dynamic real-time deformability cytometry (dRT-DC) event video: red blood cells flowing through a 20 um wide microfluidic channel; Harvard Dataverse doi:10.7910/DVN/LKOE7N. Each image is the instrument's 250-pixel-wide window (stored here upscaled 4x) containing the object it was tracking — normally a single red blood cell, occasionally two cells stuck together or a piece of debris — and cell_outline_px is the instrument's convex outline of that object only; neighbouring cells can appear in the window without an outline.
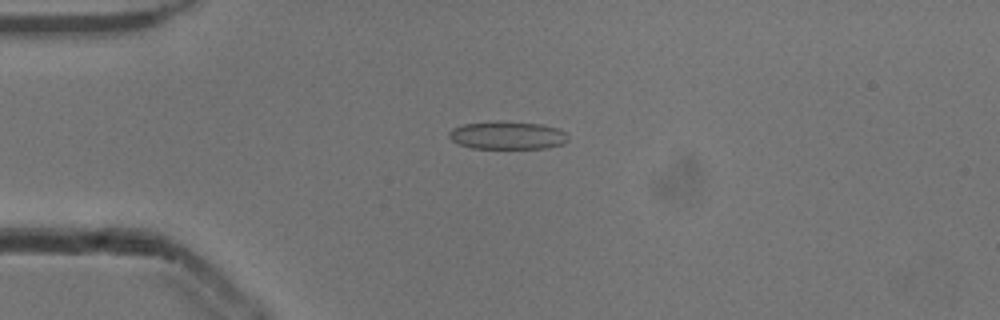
{"species": "common noctule bat (a hibernating species)", "species_latin": "Nyctalus noctula", "temperature_condition": "cold", "stored_images_in_passage": 52, "camera_frame_rate_fps": 3000, "um_per_image_px": 0.085, "animal": {"sex": "male", "body_mass_g": 13.3}, "frame": {"image": 1, "passage_image": 13, "time_ms": 4.0, "image_size_px": [1000, 320], "cell_outline_px": [[568, 140], [564, 144], [548, 148], [472, 148], [456, 144], [448, 136], [448, 132], [452, 128], [464, 124], [496, 120], [504, 120], [540, 124], [556, 128], [564, 132], [568, 136]], "centroid_in_image_um": [43.1, 11.49], "position_along_channel_um": 41.9, "area_um2": 19.71}}
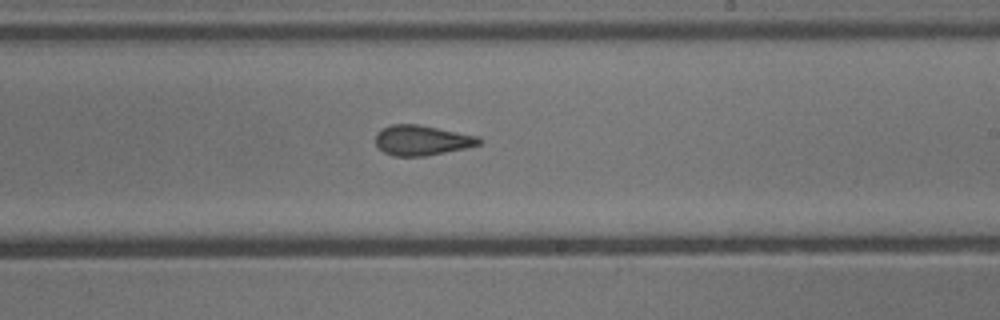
{"frame": {"image": 2, "passage_image": 31, "time_ms": 10.0, "image_size_px": [1000, 320], "cell_outline_px": [[484, 140], [480, 144], [464, 148], [424, 156], [392, 156], [384, 152], [376, 144], [376, 132], [392, 124], [420, 124], [480, 136]], "centroid_in_image_um": [35.89, 11.91], "position_along_channel_um": 253.1, "area_um2": 18.21}}
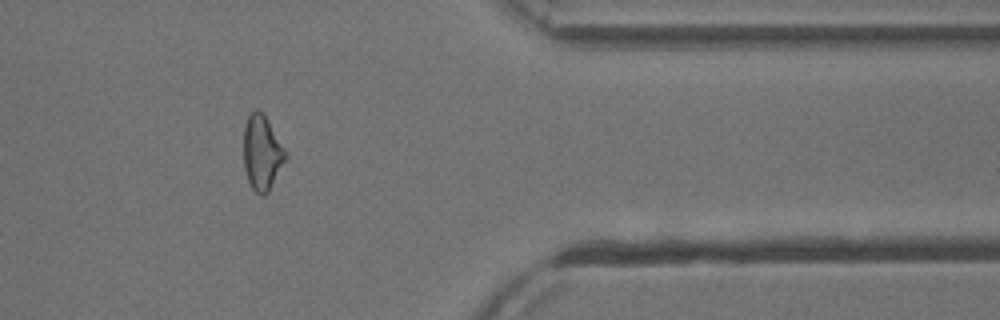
{"frame": {"image": 3, "passage_image": 43, "time_ms": 14.0, "image_size_px": [1000, 320], "cell_outline_px": [[288, 156], [268, 192], [264, 196], [260, 196], [252, 188], [248, 180], [244, 168], [244, 128], [248, 116], [256, 108], [264, 112], [288, 152]], "centroid_in_image_um": [22.29, 12.96], "position_along_channel_um": 389.1, "area_um2": 18.61}, "authors_computed_cell_mechanics": {"area_um2": 18.9295, "velocity_mm_per_s": 3.9047, "shape_relaxation_time_tau1_ms": null, "shape_relaxation_time_tau2_ms": 2.105, "deformation_change_tau1": null, "deformation_change_tau2": 0.0747}}